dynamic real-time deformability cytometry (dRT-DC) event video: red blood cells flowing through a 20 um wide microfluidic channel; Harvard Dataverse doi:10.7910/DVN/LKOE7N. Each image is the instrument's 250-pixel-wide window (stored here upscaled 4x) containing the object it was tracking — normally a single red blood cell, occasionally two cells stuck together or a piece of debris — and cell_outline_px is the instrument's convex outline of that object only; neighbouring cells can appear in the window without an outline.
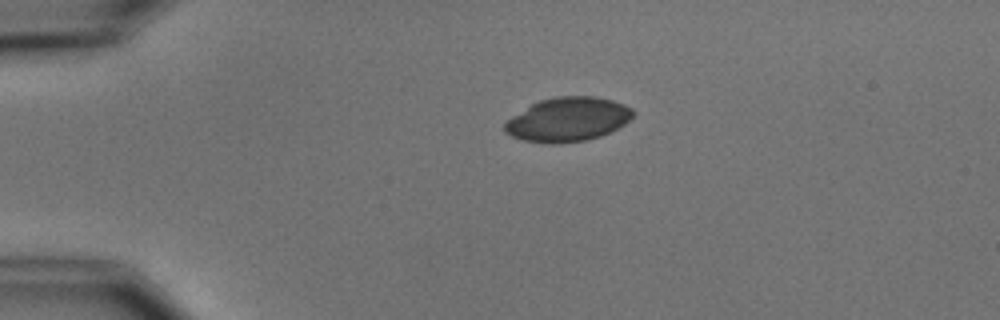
{"species": "common noctule bat (a hibernating species)", "species_latin": "Nyctalus noctula", "temperature_condition": "cold", "stored_images_in_passage": 2, "camera_frame_rate_fps": 3000, "um_per_image_px": 0.085, "animal": {"sex": "male", "body_mass_g": 15.6}, "frame": {"image": 1, "passage_image": 1, "time_ms": 0.0, "image_size_px": [1000, 320], "cell_outline_px": [[636, 112], [624, 124], [600, 136], [584, 140], [556, 144], [544, 144], [524, 140], [512, 136], [504, 132], [504, 124], [512, 116], [532, 104], [540, 100], [556, 96], [596, 96], [612, 100], [624, 104], [632, 108]], "centroid_in_image_um": [48.26, 10.15], "position_along_channel_um": 36.7, "area_um2": 32.89}}